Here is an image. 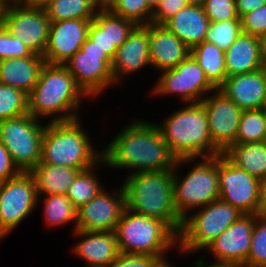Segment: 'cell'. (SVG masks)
<instances>
[{"mask_svg": "<svg viewBox=\"0 0 266 267\" xmlns=\"http://www.w3.org/2000/svg\"><path fill=\"white\" fill-rule=\"evenodd\" d=\"M102 148V159L110 172L173 170L178 161L155 122L131 116ZM131 119V120H130Z\"/></svg>", "mask_w": 266, "mask_h": 267, "instance_id": "6da1fadb", "label": "cell"}, {"mask_svg": "<svg viewBox=\"0 0 266 267\" xmlns=\"http://www.w3.org/2000/svg\"><path fill=\"white\" fill-rule=\"evenodd\" d=\"M86 100L91 99L64 65L45 63L28 94V113L47 123L73 121L83 117Z\"/></svg>", "mask_w": 266, "mask_h": 267, "instance_id": "7a4b0ae2", "label": "cell"}, {"mask_svg": "<svg viewBox=\"0 0 266 267\" xmlns=\"http://www.w3.org/2000/svg\"><path fill=\"white\" fill-rule=\"evenodd\" d=\"M125 176L121 184L126 208L158 218L179 234L183 220L174 205L173 170L134 172Z\"/></svg>", "mask_w": 266, "mask_h": 267, "instance_id": "3957f363", "label": "cell"}, {"mask_svg": "<svg viewBox=\"0 0 266 267\" xmlns=\"http://www.w3.org/2000/svg\"><path fill=\"white\" fill-rule=\"evenodd\" d=\"M177 108L166 114L160 123L155 122L177 159L213 157L221 154L213 145L208 116L201 102L186 103Z\"/></svg>", "mask_w": 266, "mask_h": 267, "instance_id": "277c9868", "label": "cell"}, {"mask_svg": "<svg viewBox=\"0 0 266 267\" xmlns=\"http://www.w3.org/2000/svg\"><path fill=\"white\" fill-rule=\"evenodd\" d=\"M88 131L83 118L46 123L40 162L80 171L95 166L102 160L103 146L98 148Z\"/></svg>", "mask_w": 266, "mask_h": 267, "instance_id": "5b68a950", "label": "cell"}, {"mask_svg": "<svg viewBox=\"0 0 266 267\" xmlns=\"http://www.w3.org/2000/svg\"><path fill=\"white\" fill-rule=\"evenodd\" d=\"M173 175L174 205L182 220L200 207L220 199L218 156L178 159Z\"/></svg>", "mask_w": 266, "mask_h": 267, "instance_id": "8992f818", "label": "cell"}, {"mask_svg": "<svg viewBox=\"0 0 266 267\" xmlns=\"http://www.w3.org/2000/svg\"><path fill=\"white\" fill-rule=\"evenodd\" d=\"M114 233L120 253L145 254L158 261L169 258L174 251L178 255V234L158 218L141 215L125 207Z\"/></svg>", "mask_w": 266, "mask_h": 267, "instance_id": "52a82bcc", "label": "cell"}, {"mask_svg": "<svg viewBox=\"0 0 266 267\" xmlns=\"http://www.w3.org/2000/svg\"><path fill=\"white\" fill-rule=\"evenodd\" d=\"M242 214L237 208L221 199L193 211L182 221L178 234L179 256L202 254L205 248Z\"/></svg>", "mask_w": 266, "mask_h": 267, "instance_id": "ba28073f", "label": "cell"}, {"mask_svg": "<svg viewBox=\"0 0 266 267\" xmlns=\"http://www.w3.org/2000/svg\"><path fill=\"white\" fill-rule=\"evenodd\" d=\"M46 123L29 113L0 121V141L20 172H31L40 162Z\"/></svg>", "mask_w": 266, "mask_h": 267, "instance_id": "9c48e42d", "label": "cell"}, {"mask_svg": "<svg viewBox=\"0 0 266 267\" xmlns=\"http://www.w3.org/2000/svg\"><path fill=\"white\" fill-rule=\"evenodd\" d=\"M158 74L155 81H152L156 83L152 84L148 93L154 99L165 96V99H168L172 96L171 98L180 100L177 105L198 103L216 90L191 54L175 68L163 70Z\"/></svg>", "mask_w": 266, "mask_h": 267, "instance_id": "30bf717a", "label": "cell"}, {"mask_svg": "<svg viewBox=\"0 0 266 267\" xmlns=\"http://www.w3.org/2000/svg\"><path fill=\"white\" fill-rule=\"evenodd\" d=\"M63 65L83 92L97 103L111 87L120 88L113 78L112 60L88 38L81 46V50Z\"/></svg>", "mask_w": 266, "mask_h": 267, "instance_id": "8fae6325", "label": "cell"}, {"mask_svg": "<svg viewBox=\"0 0 266 267\" xmlns=\"http://www.w3.org/2000/svg\"><path fill=\"white\" fill-rule=\"evenodd\" d=\"M37 191L30 172L0 182V230L9 236L37 210Z\"/></svg>", "mask_w": 266, "mask_h": 267, "instance_id": "7c38bea8", "label": "cell"}, {"mask_svg": "<svg viewBox=\"0 0 266 267\" xmlns=\"http://www.w3.org/2000/svg\"><path fill=\"white\" fill-rule=\"evenodd\" d=\"M220 199L243 214H259L260 180L218 155Z\"/></svg>", "mask_w": 266, "mask_h": 267, "instance_id": "4fadbf2b", "label": "cell"}, {"mask_svg": "<svg viewBox=\"0 0 266 267\" xmlns=\"http://www.w3.org/2000/svg\"><path fill=\"white\" fill-rule=\"evenodd\" d=\"M1 23L33 53L44 55L50 26V20L44 9L6 5L3 8Z\"/></svg>", "mask_w": 266, "mask_h": 267, "instance_id": "5bb4252c", "label": "cell"}, {"mask_svg": "<svg viewBox=\"0 0 266 267\" xmlns=\"http://www.w3.org/2000/svg\"><path fill=\"white\" fill-rule=\"evenodd\" d=\"M118 186L110 190L106 186L95 198L77 209V230H115L126 207L125 191L121 182Z\"/></svg>", "mask_w": 266, "mask_h": 267, "instance_id": "9a60e30c", "label": "cell"}, {"mask_svg": "<svg viewBox=\"0 0 266 267\" xmlns=\"http://www.w3.org/2000/svg\"><path fill=\"white\" fill-rule=\"evenodd\" d=\"M255 221L256 214H242L237 221L211 242L201 255L209 260L211 257L216 262L232 263L243 267L251 248Z\"/></svg>", "mask_w": 266, "mask_h": 267, "instance_id": "2e32d148", "label": "cell"}, {"mask_svg": "<svg viewBox=\"0 0 266 267\" xmlns=\"http://www.w3.org/2000/svg\"><path fill=\"white\" fill-rule=\"evenodd\" d=\"M208 116L209 133L213 145L223 153L236 144V137L243 110L216 89L202 101Z\"/></svg>", "mask_w": 266, "mask_h": 267, "instance_id": "e0dca14e", "label": "cell"}, {"mask_svg": "<svg viewBox=\"0 0 266 267\" xmlns=\"http://www.w3.org/2000/svg\"><path fill=\"white\" fill-rule=\"evenodd\" d=\"M91 20L66 19L50 21L48 43L44 52L47 64H61L68 61L81 46L88 36Z\"/></svg>", "mask_w": 266, "mask_h": 267, "instance_id": "ac0fdd59", "label": "cell"}, {"mask_svg": "<svg viewBox=\"0 0 266 267\" xmlns=\"http://www.w3.org/2000/svg\"><path fill=\"white\" fill-rule=\"evenodd\" d=\"M147 67L151 68L149 24L137 25L129 34L128 39L117 48L112 60V74L115 83L122 88L127 78Z\"/></svg>", "mask_w": 266, "mask_h": 267, "instance_id": "d6986e66", "label": "cell"}, {"mask_svg": "<svg viewBox=\"0 0 266 267\" xmlns=\"http://www.w3.org/2000/svg\"><path fill=\"white\" fill-rule=\"evenodd\" d=\"M71 235L78 241L72 243L71 255L87 267H109L120 254L114 231L75 230Z\"/></svg>", "mask_w": 266, "mask_h": 267, "instance_id": "ffe728a7", "label": "cell"}, {"mask_svg": "<svg viewBox=\"0 0 266 267\" xmlns=\"http://www.w3.org/2000/svg\"><path fill=\"white\" fill-rule=\"evenodd\" d=\"M136 26L134 21L115 15L109 8L100 7L91 20L87 38L113 60L117 48Z\"/></svg>", "mask_w": 266, "mask_h": 267, "instance_id": "44dd1931", "label": "cell"}, {"mask_svg": "<svg viewBox=\"0 0 266 267\" xmlns=\"http://www.w3.org/2000/svg\"><path fill=\"white\" fill-rule=\"evenodd\" d=\"M218 90L242 110L260 109L266 103V71L226 77Z\"/></svg>", "mask_w": 266, "mask_h": 267, "instance_id": "7402d4cb", "label": "cell"}, {"mask_svg": "<svg viewBox=\"0 0 266 267\" xmlns=\"http://www.w3.org/2000/svg\"><path fill=\"white\" fill-rule=\"evenodd\" d=\"M149 53L151 70L159 73L175 68L190 55L191 50L164 25L150 23Z\"/></svg>", "mask_w": 266, "mask_h": 267, "instance_id": "603a6c76", "label": "cell"}, {"mask_svg": "<svg viewBox=\"0 0 266 267\" xmlns=\"http://www.w3.org/2000/svg\"><path fill=\"white\" fill-rule=\"evenodd\" d=\"M209 24L203 6L188 4L163 25L191 50L204 41Z\"/></svg>", "mask_w": 266, "mask_h": 267, "instance_id": "cb8c5ba5", "label": "cell"}, {"mask_svg": "<svg viewBox=\"0 0 266 267\" xmlns=\"http://www.w3.org/2000/svg\"><path fill=\"white\" fill-rule=\"evenodd\" d=\"M42 55L0 60V83L29 94L36 86L45 65Z\"/></svg>", "mask_w": 266, "mask_h": 267, "instance_id": "d4e9b609", "label": "cell"}, {"mask_svg": "<svg viewBox=\"0 0 266 267\" xmlns=\"http://www.w3.org/2000/svg\"><path fill=\"white\" fill-rule=\"evenodd\" d=\"M224 54L227 77L264 67L260 38L250 34L241 33Z\"/></svg>", "mask_w": 266, "mask_h": 267, "instance_id": "484cf974", "label": "cell"}, {"mask_svg": "<svg viewBox=\"0 0 266 267\" xmlns=\"http://www.w3.org/2000/svg\"><path fill=\"white\" fill-rule=\"evenodd\" d=\"M79 169L39 162L30 172L36 183L37 196L66 195Z\"/></svg>", "mask_w": 266, "mask_h": 267, "instance_id": "4316f807", "label": "cell"}, {"mask_svg": "<svg viewBox=\"0 0 266 267\" xmlns=\"http://www.w3.org/2000/svg\"><path fill=\"white\" fill-rule=\"evenodd\" d=\"M232 164L260 181L266 178V142L232 144L222 153Z\"/></svg>", "mask_w": 266, "mask_h": 267, "instance_id": "83f0119b", "label": "cell"}, {"mask_svg": "<svg viewBox=\"0 0 266 267\" xmlns=\"http://www.w3.org/2000/svg\"><path fill=\"white\" fill-rule=\"evenodd\" d=\"M36 208H43V220L47 228L57 229L71 225L72 232L70 233L76 230L77 208L66 195L37 196Z\"/></svg>", "mask_w": 266, "mask_h": 267, "instance_id": "f1b7e54d", "label": "cell"}, {"mask_svg": "<svg viewBox=\"0 0 266 267\" xmlns=\"http://www.w3.org/2000/svg\"><path fill=\"white\" fill-rule=\"evenodd\" d=\"M106 167L107 165L102 159L95 166L80 171L77 174L66 194L68 199L77 209L95 198L107 186L105 185L106 182H102L99 175L100 170H107Z\"/></svg>", "mask_w": 266, "mask_h": 267, "instance_id": "f546056e", "label": "cell"}, {"mask_svg": "<svg viewBox=\"0 0 266 267\" xmlns=\"http://www.w3.org/2000/svg\"><path fill=\"white\" fill-rule=\"evenodd\" d=\"M190 54L203 69L209 82L218 89L227 77L224 51L213 43L203 41L193 47Z\"/></svg>", "mask_w": 266, "mask_h": 267, "instance_id": "4dcf8cb0", "label": "cell"}, {"mask_svg": "<svg viewBox=\"0 0 266 267\" xmlns=\"http://www.w3.org/2000/svg\"><path fill=\"white\" fill-rule=\"evenodd\" d=\"M100 6L94 0H52L44 9L50 21L93 20Z\"/></svg>", "mask_w": 266, "mask_h": 267, "instance_id": "1f68e13d", "label": "cell"}, {"mask_svg": "<svg viewBox=\"0 0 266 267\" xmlns=\"http://www.w3.org/2000/svg\"><path fill=\"white\" fill-rule=\"evenodd\" d=\"M266 141V126L261 109L243 110L236 143H255Z\"/></svg>", "mask_w": 266, "mask_h": 267, "instance_id": "d6a6232c", "label": "cell"}, {"mask_svg": "<svg viewBox=\"0 0 266 267\" xmlns=\"http://www.w3.org/2000/svg\"><path fill=\"white\" fill-rule=\"evenodd\" d=\"M28 113V94L0 83V121Z\"/></svg>", "mask_w": 266, "mask_h": 267, "instance_id": "836d02e7", "label": "cell"}, {"mask_svg": "<svg viewBox=\"0 0 266 267\" xmlns=\"http://www.w3.org/2000/svg\"><path fill=\"white\" fill-rule=\"evenodd\" d=\"M242 33L241 19H229L210 23L204 41L226 51Z\"/></svg>", "mask_w": 266, "mask_h": 267, "instance_id": "e575fe53", "label": "cell"}, {"mask_svg": "<svg viewBox=\"0 0 266 267\" xmlns=\"http://www.w3.org/2000/svg\"><path fill=\"white\" fill-rule=\"evenodd\" d=\"M109 9L115 15L130 19L137 25L150 24L153 15L146 0H116Z\"/></svg>", "mask_w": 266, "mask_h": 267, "instance_id": "d590c367", "label": "cell"}, {"mask_svg": "<svg viewBox=\"0 0 266 267\" xmlns=\"http://www.w3.org/2000/svg\"><path fill=\"white\" fill-rule=\"evenodd\" d=\"M266 264V215H256L251 248L243 267H261Z\"/></svg>", "mask_w": 266, "mask_h": 267, "instance_id": "8d00e7d4", "label": "cell"}, {"mask_svg": "<svg viewBox=\"0 0 266 267\" xmlns=\"http://www.w3.org/2000/svg\"><path fill=\"white\" fill-rule=\"evenodd\" d=\"M35 55L30 48L16 36L11 35L5 26L0 23V60Z\"/></svg>", "mask_w": 266, "mask_h": 267, "instance_id": "74e56055", "label": "cell"}, {"mask_svg": "<svg viewBox=\"0 0 266 267\" xmlns=\"http://www.w3.org/2000/svg\"><path fill=\"white\" fill-rule=\"evenodd\" d=\"M203 8L210 23L240 19L236 13L235 0H206Z\"/></svg>", "mask_w": 266, "mask_h": 267, "instance_id": "f35d334b", "label": "cell"}, {"mask_svg": "<svg viewBox=\"0 0 266 267\" xmlns=\"http://www.w3.org/2000/svg\"><path fill=\"white\" fill-rule=\"evenodd\" d=\"M240 19L242 33L259 38L266 34V5L243 15Z\"/></svg>", "mask_w": 266, "mask_h": 267, "instance_id": "ab89813d", "label": "cell"}, {"mask_svg": "<svg viewBox=\"0 0 266 267\" xmlns=\"http://www.w3.org/2000/svg\"><path fill=\"white\" fill-rule=\"evenodd\" d=\"M187 5V0H160L159 5L153 11L151 23L163 25L169 18Z\"/></svg>", "mask_w": 266, "mask_h": 267, "instance_id": "60d3db41", "label": "cell"}, {"mask_svg": "<svg viewBox=\"0 0 266 267\" xmlns=\"http://www.w3.org/2000/svg\"><path fill=\"white\" fill-rule=\"evenodd\" d=\"M158 260L145 254L120 253L109 267H152Z\"/></svg>", "mask_w": 266, "mask_h": 267, "instance_id": "b9f144b4", "label": "cell"}, {"mask_svg": "<svg viewBox=\"0 0 266 267\" xmlns=\"http://www.w3.org/2000/svg\"><path fill=\"white\" fill-rule=\"evenodd\" d=\"M20 173L12 161L11 155L0 141V182L10 180Z\"/></svg>", "mask_w": 266, "mask_h": 267, "instance_id": "7bdbcfd3", "label": "cell"}, {"mask_svg": "<svg viewBox=\"0 0 266 267\" xmlns=\"http://www.w3.org/2000/svg\"><path fill=\"white\" fill-rule=\"evenodd\" d=\"M265 5L266 0H235L236 13L239 18Z\"/></svg>", "mask_w": 266, "mask_h": 267, "instance_id": "ee69618b", "label": "cell"}, {"mask_svg": "<svg viewBox=\"0 0 266 267\" xmlns=\"http://www.w3.org/2000/svg\"><path fill=\"white\" fill-rule=\"evenodd\" d=\"M200 254H198L196 260H194L191 267H239L232 263H225V262H216V261H210L204 256L202 257ZM209 261V262H208Z\"/></svg>", "mask_w": 266, "mask_h": 267, "instance_id": "f6af8a7d", "label": "cell"}, {"mask_svg": "<svg viewBox=\"0 0 266 267\" xmlns=\"http://www.w3.org/2000/svg\"><path fill=\"white\" fill-rule=\"evenodd\" d=\"M259 214L266 215V178L260 181Z\"/></svg>", "mask_w": 266, "mask_h": 267, "instance_id": "bcb514c9", "label": "cell"}, {"mask_svg": "<svg viewBox=\"0 0 266 267\" xmlns=\"http://www.w3.org/2000/svg\"><path fill=\"white\" fill-rule=\"evenodd\" d=\"M52 0H26L22 5L29 8H45Z\"/></svg>", "mask_w": 266, "mask_h": 267, "instance_id": "7dc6e473", "label": "cell"}, {"mask_svg": "<svg viewBox=\"0 0 266 267\" xmlns=\"http://www.w3.org/2000/svg\"><path fill=\"white\" fill-rule=\"evenodd\" d=\"M174 264L175 262H172L171 259L167 258L157 261L152 267H177Z\"/></svg>", "mask_w": 266, "mask_h": 267, "instance_id": "c3c4849f", "label": "cell"}, {"mask_svg": "<svg viewBox=\"0 0 266 267\" xmlns=\"http://www.w3.org/2000/svg\"><path fill=\"white\" fill-rule=\"evenodd\" d=\"M261 42V55L263 62H266V34L260 38Z\"/></svg>", "mask_w": 266, "mask_h": 267, "instance_id": "681fc988", "label": "cell"}, {"mask_svg": "<svg viewBox=\"0 0 266 267\" xmlns=\"http://www.w3.org/2000/svg\"><path fill=\"white\" fill-rule=\"evenodd\" d=\"M26 0H4V6L6 5H22Z\"/></svg>", "mask_w": 266, "mask_h": 267, "instance_id": "f907efd6", "label": "cell"}, {"mask_svg": "<svg viewBox=\"0 0 266 267\" xmlns=\"http://www.w3.org/2000/svg\"><path fill=\"white\" fill-rule=\"evenodd\" d=\"M148 3V6L154 11L156 7L159 5L160 0H146Z\"/></svg>", "mask_w": 266, "mask_h": 267, "instance_id": "816d5d0a", "label": "cell"}, {"mask_svg": "<svg viewBox=\"0 0 266 267\" xmlns=\"http://www.w3.org/2000/svg\"><path fill=\"white\" fill-rule=\"evenodd\" d=\"M188 4L203 6L206 0H187Z\"/></svg>", "mask_w": 266, "mask_h": 267, "instance_id": "f5cc1de1", "label": "cell"}, {"mask_svg": "<svg viewBox=\"0 0 266 267\" xmlns=\"http://www.w3.org/2000/svg\"><path fill=\"white\" fill-rule=\"evenodd\" d=\"M100 7L107 8V0H94Z\"/></svg>", "mask_w": 266, "mask_h": 267, "instance_id": "db71d44e", "label": "cell"}, {"mask_svg": "<svg viewBox=\"0 0 266 267\" xmlns=\"http://www.w3.org/2000/svg\"><path fill=\"white\" fill-rule=\"evenodd\" d=\"M260 109H261V112L263 114L265 126H266V103Z\"/></svg>", "mask_w": 266, "mask_h": 267, "instance_id": "11a10c76", "label": "cell"}, {"mask_svg": "<svg viewBox=\"0 0 266 267\" xmlns=\"http://www.w3.org/2000/svg\"><path fill=\"white\" fill-rule=\"evenodd\" d=\"M5 238H7V236L0 230V245Z\"/></svg>", "mask_w": 266, "mask_h": 267, "instance_id": "9f6ffc18", "label": "cell"}, {"mask_svg": "<svg viewBox=\"0 0 266 267\" xmlns=\"http://www.w3.org/2000/svg\"><path fill=\"white\" fill-rule=\"evenodd\" d=\"M116 0H107V8H109Z\"/></svg>", "mask_w": 266, "mask_h": 267, "instance_id": "6f0895ef", "label": "cell"}, {"mask_svg": "<svg viewBox=\"0 0 266 267\" xmlns=\"http://www.w3.org/2000/svg\"><path fill=\"white\" fill-rule=\"evenodd\" d=\"M3 8H4V6L0 3V23H1V19H2Z\"/></svg>", "mask_w": 266, "mask_h": 267, "instance_id": "680465c9", "label": "cell"}, {"mask_svg": "<svg viewBox=\"0 0 266 267\" xmlns=\"http://www.w3.org/2000/svg\"><path fill=\"white\" fill-rule=\"evenodd\" d=\"M0 3L4 6V0H0Z\"/></svg>", "mask_w": 266, "mask_h": 267, "instance_id": "91938a15", "label": "cell"}, {"mask_svg": "<svg viewBox=\"0 0 266 267\" xmlns=\"http://www.w3.org/2000/svg\"><path fill=\"white\" fill-rule=\"evenodd\" d=\"M264 69H265V71H266V62H264Z\"/></svg>", "mask_w": 266, "mask_h": 267, "instance_id": "94428289", "label": "cell"}]
</instances>
